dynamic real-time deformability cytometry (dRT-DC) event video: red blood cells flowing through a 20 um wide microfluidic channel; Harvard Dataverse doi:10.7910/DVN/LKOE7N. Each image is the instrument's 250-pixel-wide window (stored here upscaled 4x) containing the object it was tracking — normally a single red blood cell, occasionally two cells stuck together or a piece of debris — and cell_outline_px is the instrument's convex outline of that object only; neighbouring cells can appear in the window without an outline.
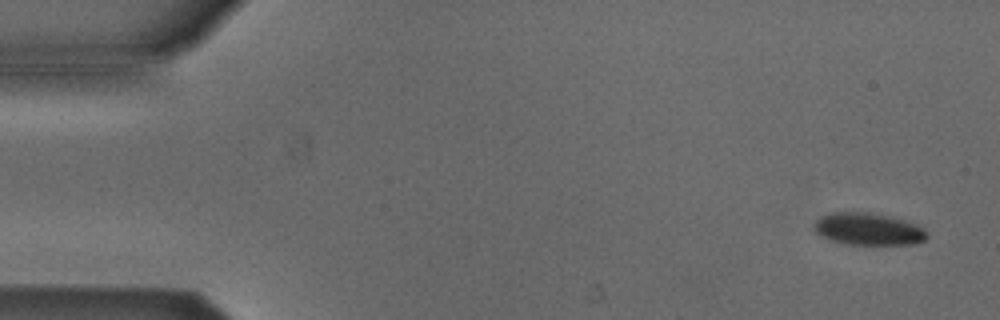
{"species": "Egyptian fruit bat (a non-hibernating species)", "species_latin": "Rousettus aegyptiacus", "temperature_condition": "cold", "stored_images_in_passage": 7, "camera_frame_rate_fps": 3000, "um_per_image_px": 0.085, "animal": {"sex": "male"}, "frame": {"image": 1, "passage_image": 1, "time_ms": 0.0, "image_size_px": [1000, 320], "cell_outline_px": [[928, 236], [924, 240], [916, 244], [848, 244], [832, 240], [820, 236], [812, 228], [812, 224], [820, 216], [832, 212], [868, 212], [892, 216], [916, 224], [924, 228], [928, 232]], "centroid_in_image_um": [73.8, 19.46], "position_along_channel_um": 11.2, "area_um2": 21.39}}
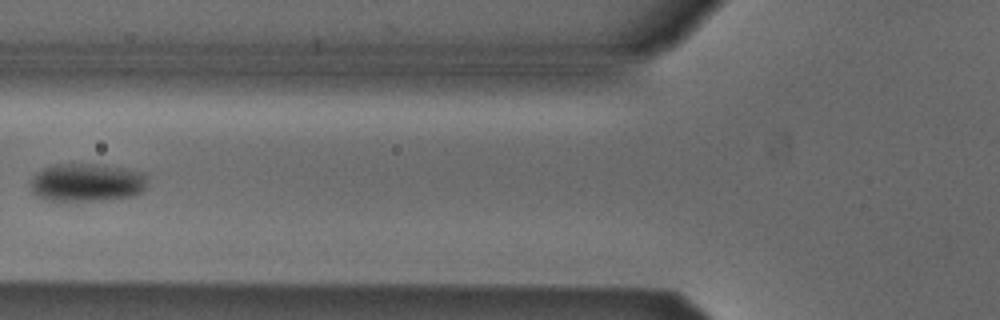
{"frame": {"image": 2, "passage_image": 6, "time_ms": 1.667, "image_size_px": [1000, 320], "cell_outline_px": [[144, 188], [136, 196], [104, 200], [48, 200], [36, 196], [28, 188], [28, 184], [32, 176], [44, 168], [56, 164], [92, 164], [120, 168], [144, 172]], "centroid_in_image_um": [7.3, 15.52], "position_along_channel_um": 118.5, "area_um2": 25.84}}
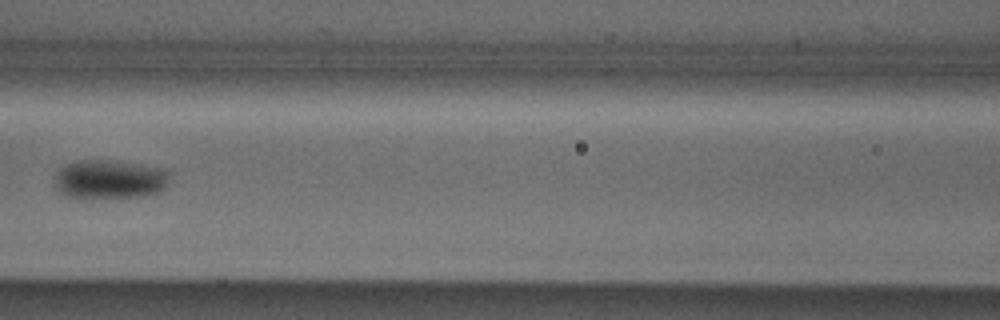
{"frame": {"image": 3, "passage_image": 7, "time_ms": 2.0, "image_size_px": [1000, 320], "cell_outline_px": [[168, 180], [164, 188], [160, 192], [140, 196], [84, 200], [80, 200], [64, 196], [56, 188], [52, 180], [56, 172], [60, 168], [76, 160], [112, 160], [168, 168]], "centroid_in_image_um": [9.26, 15.27], "position_along_channel_um": 157.3, "area_um2": 27.11}}